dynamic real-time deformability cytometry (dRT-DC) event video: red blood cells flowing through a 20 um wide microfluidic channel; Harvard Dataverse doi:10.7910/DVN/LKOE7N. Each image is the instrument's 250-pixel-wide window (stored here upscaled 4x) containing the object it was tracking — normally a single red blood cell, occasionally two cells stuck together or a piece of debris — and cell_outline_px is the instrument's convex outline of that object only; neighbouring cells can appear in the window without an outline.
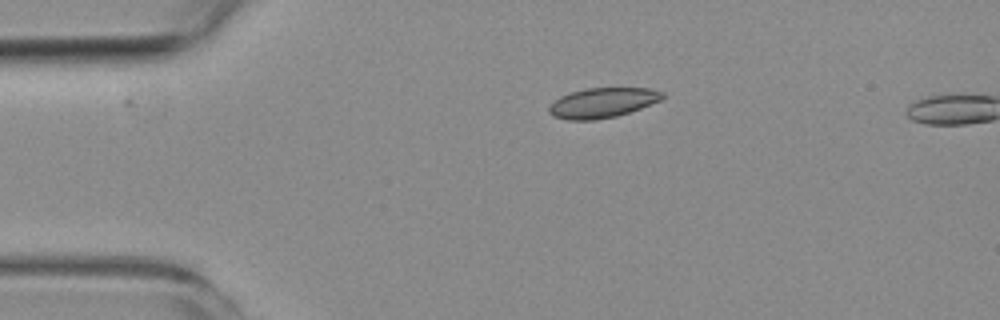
{"species": "common noctule bat (a hibernating species)", "species_latin": "Nyctalus noctula", "temperature_condition": "room temperature", "stored_images_in_passage": 5, "camera_frame_rate_fps": 3000, "um_per_image_px": 0.085, "animal": {"sex": "female", "body_mass_g": 19.3, "forearm_length_mm": 54.1}, "frame": {"image": 1, "passage_image": 3, "time_ms": 2.333, "image_size_px": [1000, 320], "cell_outline_px": [[664, 96], [660, 100], [640, 108], [616, 116], [592, 120], [568, 120], [552, 116], [548, 112], [548, 108], [560, 96], [584, 88], [648, 88], [664, 92]], "centroid_in_image_um": [51.19, 8.73], "position_along_channel_um": 33.8, "area_um2": 19.59}}